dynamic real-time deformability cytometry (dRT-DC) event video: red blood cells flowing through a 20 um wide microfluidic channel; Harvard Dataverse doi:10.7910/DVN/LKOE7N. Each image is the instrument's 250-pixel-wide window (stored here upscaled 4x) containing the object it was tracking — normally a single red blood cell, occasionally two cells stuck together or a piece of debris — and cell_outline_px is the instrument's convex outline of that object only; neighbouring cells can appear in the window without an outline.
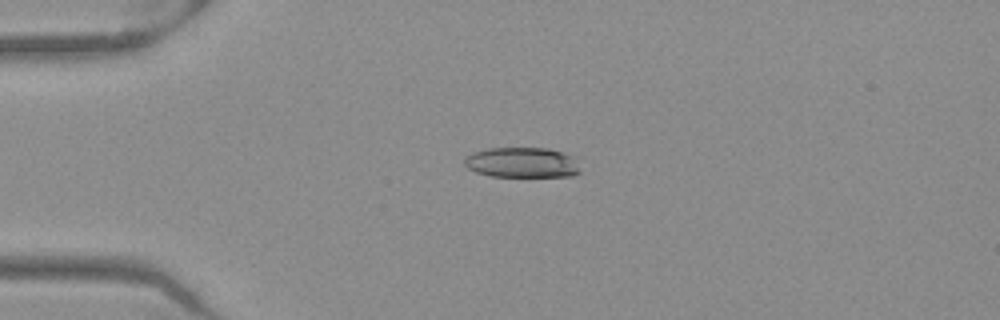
{"species": "Egyptian fruit bat (a non-hibernating species)", "species_latin": "Rousettus aegyptiacus", "temperature_condition": "warm", "stored_images_in_passage": 40, "camera_frame_rate_fps": 3000, "um_per_image_px": 0.085, "frame": {"image": 1, "passage_image": 1, "time_ms": 0.0, "image_size_px": [1000, 320], "cell_outline_px": [[580, 172], [572, 176], [488, 176], [476, 172], [468, 168], [464, 164], [464, 160], [472, 152], [488, 148], [548, 148], [572, 156]], "centroid_in_image_um": [44.33, 13.81], "position_along_channel_um": 40.7, "area_um2": 20.23}}
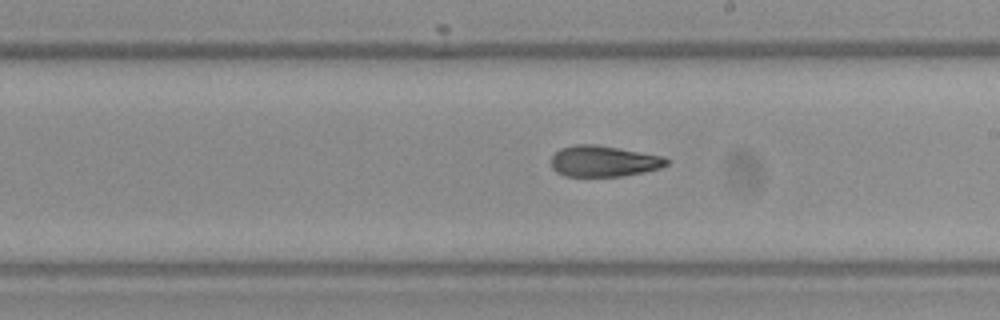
{"frame": {"image": 2, "passage_image": 18, "time_ms": 5.667, "image_size_px": [1000, 320], "cell_outline_px": [[668, 164], [660, 168], [644, 172], [620, 176], [564, 176], [556, 172], [552, 168], [552, 156], [560, 148], [576, 144], [596, 144], [664, 156], [668, 160]], "centroid_in_image_um": [51.3, 13.7], "position_along_channel_um": 237.7, "area_um2": 20.87}}
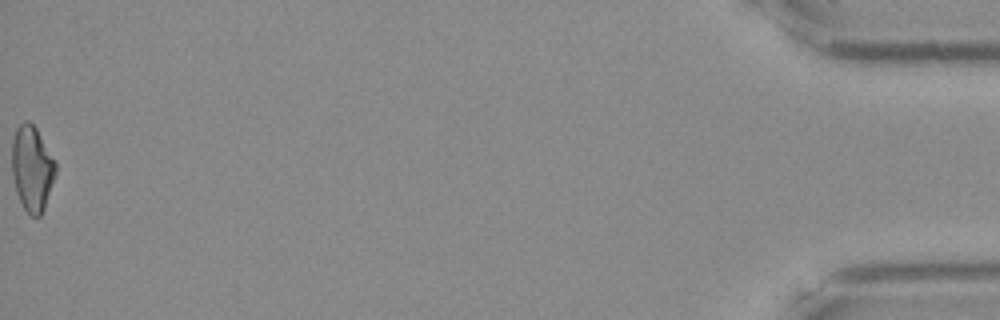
{"frame": {"image": 3, "passage_image": 40, "time_ms": 13.0, "image_size_px": [1000, 320], "cell_outline_px": [[56, 172], [44, 208], [40, 216], [32, 216], [24, 208], [16, 192], [12, 172], [12, 140], [16, 128], [20, 124], [28, 120], [36, 128], [56, 160]], "centroid_in_image_um": [2.73, 14.29], "position_along_channel_um": 432.5, "area_um2": 21.62}, "authors_computed_cell_mechanics": {"area_um2": 21.7039, "velocity_mm_per_s": 4.002, "shape_relaxation_time_tau1_ms": 7.0924, "shape_relaxation_time_tau2_ms": 3.7278, "deformation_change_tau1": 0.2046, "deformation_change_tau2": 0.116}}